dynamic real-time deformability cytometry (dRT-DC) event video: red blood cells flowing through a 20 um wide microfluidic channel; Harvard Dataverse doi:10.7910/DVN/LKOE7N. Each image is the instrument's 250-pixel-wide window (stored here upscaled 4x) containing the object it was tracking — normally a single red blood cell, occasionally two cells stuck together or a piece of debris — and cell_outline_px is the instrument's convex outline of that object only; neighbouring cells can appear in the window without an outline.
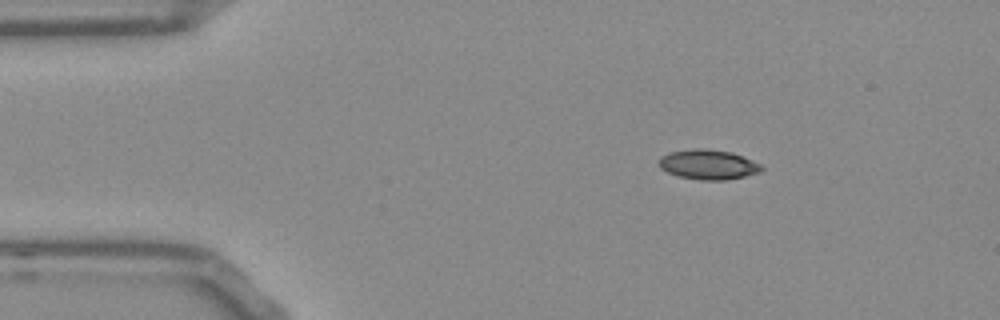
{"species": "Egyptian fruit bat (a non-hibernating species)", "species_latin": "Rousettus aegyptiacus", "temperature_condition": "room temperature", "stored_images_in_passage": 46, "camera_frame_rate_fps": 3000, "um_per_image_px": 0.085, "frame": {"image": 1, "passage_image": 1, "time_ms": 0.0, "image_size_px": [1000, 320], "cell_outline_px": [[764, 168], [760, 172], [744, 176], [724, 180], [700, 180], [680, 176], [668, 172], [660, 168], [660, 156], [668, 152], [696, 148], [704, 148], [732, 152], [760, 164]], "centroid_in_image_um": [60.19, 13.98], "position_along_channel_um": 24.8, "area_um2": 17.69}}
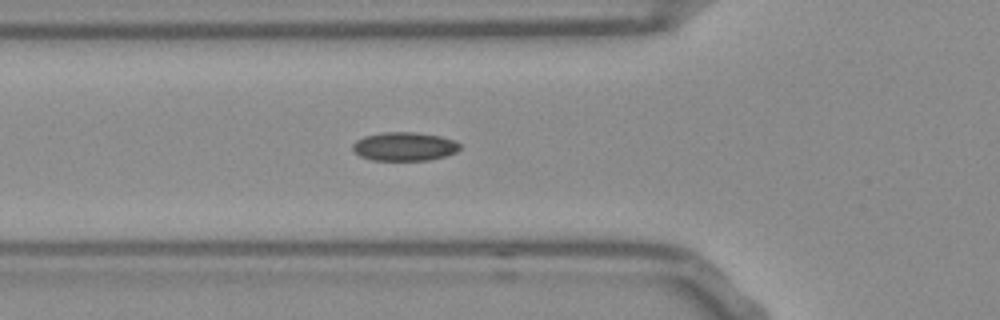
{"frame": {"image": 2, "passage_image": 11, "time_ms": 3.333, "image_size_px": [1000, 320], "cell_outline_px": [[460, 148], [456, 152], [444, 156], [428, 160], [372, 160], [360, 156], [352, 148], [352, 144], [356, 140], [364, 136], [384, 132], [416, 132], [440, 136], [456, 140], [460, 144]], "centroid_in_image_um": [34.38, 12.44], "position_along_channel_um": 91.4, "area_um2": 17.92}}
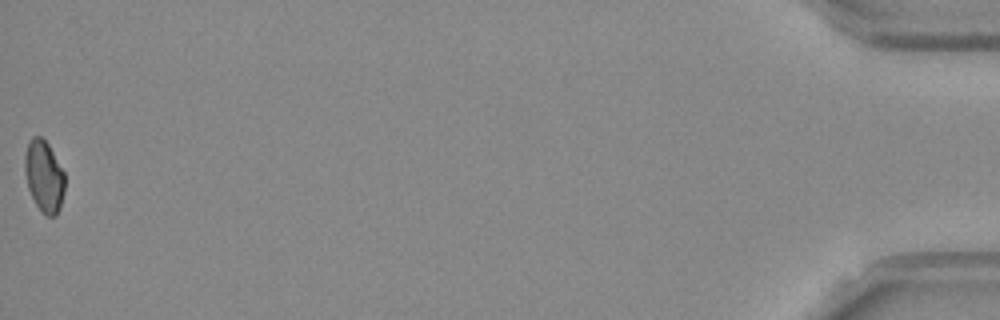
{"frame": {"image": 3, "passage_image": 46, "time_ms": 15.0, "image_size_px": [1000, 320], "cell_outline_px": [[64, 192], [60, 208], [56, 216], [48, 216], [36, 204], [28, 188], [24, 172], [24, 156], [28, 144], [32, 136], [40, 136], [48, 144], [64, 172]], "centroid_in_image_um": [3.74, 14.97], "position_along_channel_um": 431.5, "area_um2": 16.53}, "authors_computed_cell_mechanics": {"area_um2": 17.34, "velocity_mm_per_s": 3.811, "shape_relaxation_time_tau1_ms": null, "shape_relaxation_time_tau2_ms": 3.7986, "deformation_change_tau1": null, "deformation_change_tau2": 0.0686}}